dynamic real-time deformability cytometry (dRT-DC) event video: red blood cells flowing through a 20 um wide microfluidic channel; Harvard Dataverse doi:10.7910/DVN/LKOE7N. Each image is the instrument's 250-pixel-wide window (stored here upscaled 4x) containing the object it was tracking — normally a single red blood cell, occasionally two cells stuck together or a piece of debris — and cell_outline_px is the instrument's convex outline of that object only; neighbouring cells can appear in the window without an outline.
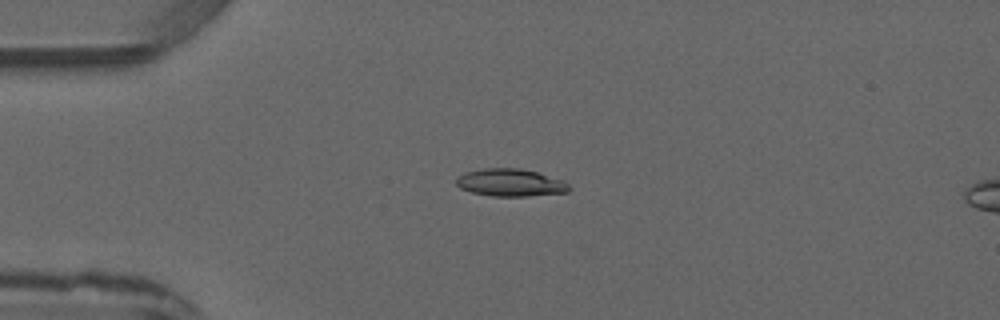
{"species": "common noctule bat (a hibernating species)", "species_latin": "Nyctalus noctula", "temperature_condition": "warm", "stored_images_in_passage": 2, "camera_frame_rate_fps": 3000, "um_per_image_px": 0.085, "animal": {"sex": "male", "forearm_length_mm": 52.5}, "frame": {"image": 1, "passage_image": 1, "time_ms": 0.0, "image_size_px": [1000, 320], "cell_outline_px": [[572, 188], [568, 192], [528, 196], [492, 196], [472, 192], [460, 188], [456, 184], [456, 176], [464, 172], [484, 168], [520, 168], [536, 172], [564, 180]], "centroid_in_image_um": [43.38, 15.52], "position_along_channel_um": 41.6, "area_um2": 18.21}}